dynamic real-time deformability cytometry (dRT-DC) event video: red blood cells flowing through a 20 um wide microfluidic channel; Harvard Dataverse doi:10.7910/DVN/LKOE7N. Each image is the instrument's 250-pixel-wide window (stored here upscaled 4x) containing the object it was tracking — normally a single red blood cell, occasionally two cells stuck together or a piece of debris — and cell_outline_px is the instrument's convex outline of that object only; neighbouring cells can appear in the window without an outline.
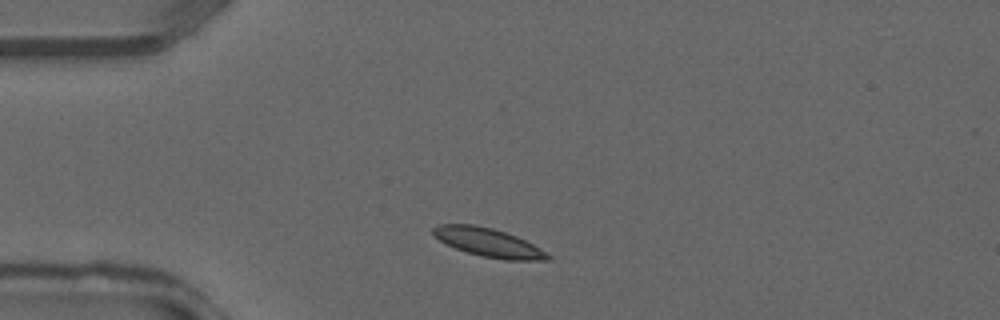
{"species": "common noctule bat (a hibernating species)", "species_latin": "Nyctalus noctula", "temperature_condition": "warm", "stored_images_in_passage": 30, "camera_frame_rate_fps": 3000, "um_per_image_px": 0.085, "animal": {"sex": "male", "forearm_length_mm": 52.5}, "frame": {"image": 1, "passage_image": 1, "time_ms": 0.0, "image_size_px": [1000, 320], "cell_outline_px": [[552, 260], [504, 260], [480, 256], [456, 248], [440, 240], [432, 232], [432, 228], [440, 224], [472, 224], [492, 228], [516, 236], [540, 248], [552, 256]], "centroid_in_image_um": [41.55, 20.62], "position_along_channel_um": 43.5, "area_um2": 18.9}}
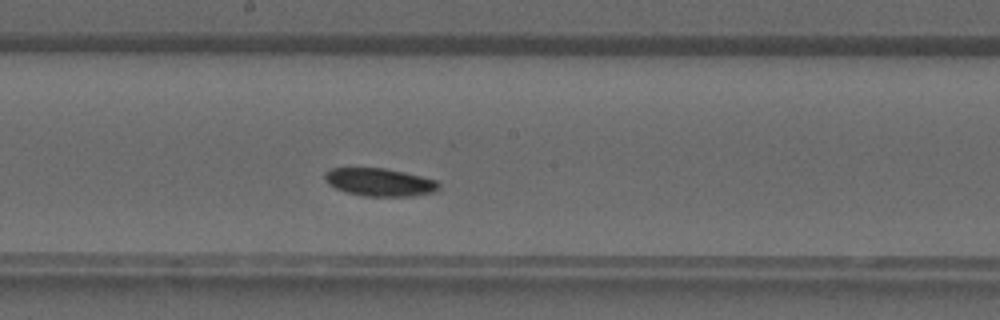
{"frame": {"image": 2, "passage_image": 12, "time_ms": 3.667, "image_size_px": [1000, 320], "cell_outline_px": [[440, 188], [436, 192], [412, 196], [364, 196], [348, 192], [336, 188], [328, 184], [324, 180], [324, 172], [332, 168], [384, 168], [404, 172], [436, 180], [440, 184]], "centroid_in_image_um": [32.28, 15.48], "position_along_channel_um": 215.9, "area_um2": 18.55}}
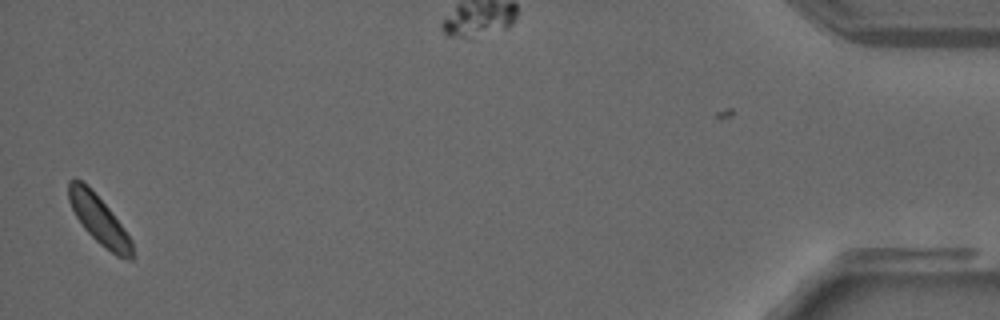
{"frame": {"image": 3, "passage_image": 29, "time_ms": 9.333, "image_size_px": [1000, 320], "cell_outline_px": [[132, 260], [128, 260], [116, 256], [100, 244], [84, 228], [76, 216], [68, 200], [68, 180], [80, 180], [88, 184], [108, 208], [132, 240]], "centroid_in_image_um": [8.4, 18.67], "position_along_channel_um": 426.8, "area_um2": 17.63}}